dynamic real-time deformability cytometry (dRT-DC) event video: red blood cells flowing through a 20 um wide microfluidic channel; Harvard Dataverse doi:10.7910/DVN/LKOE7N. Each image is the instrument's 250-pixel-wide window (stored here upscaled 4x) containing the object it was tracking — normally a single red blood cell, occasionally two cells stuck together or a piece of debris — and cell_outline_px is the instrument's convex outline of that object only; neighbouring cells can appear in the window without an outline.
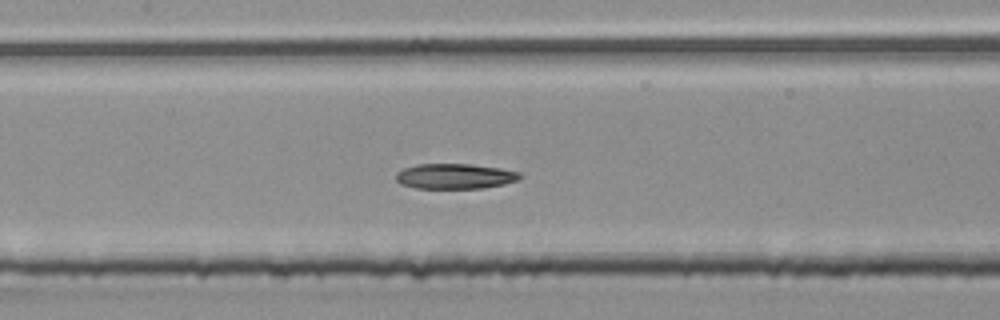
{"species": "common noctule bat (a hibernating species)", "species_latin": "Nyctalus noctula", "temperature_condition": "room temperature", "stored_images_in_passage": 56, "segment_of_instrument_passage": [2, 2], "camera_frame_rate_fps": 3000, "um_per_image_px": 0.085, "animal": {"sex": "male", "body_mass_g": 20.4}, "frame": {"image": 1, "passage_image": 27, "time_ms": 8.667, "image_size_px": [1000, 320], "cell_outline_px": [[524, 176], [516, 180], [504, 184], [484, 188], [416, 188], [400, 184], [396, 180], [396, 172], [404, 168], [416, 164], [472, 164], [500, 168], [520, 172]], "centroid_in_image_um": [38.67, 14.98], "position_along_channel_um": 168.7, "area_um2": 18.32}}
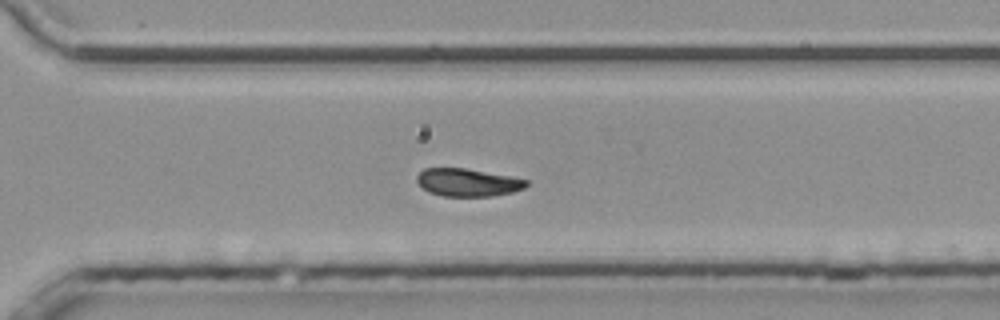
{"frame": {"image": 2, "passage_image": 40, "time_ms": 13.0, "image_size_px": [1000, 320], "cell_outline_px": [[528, 184], [524, 188], [512, 192], [492, 196], [440, 196], [428, 192], [416, 180], [416, 176], [424, 168], [464, 168], [512, 176], [528, 180]], "centroid_in_image_um": [39.76, 15.5], "position_along_channel_um": 330.8, "area_um2": 17.74}}
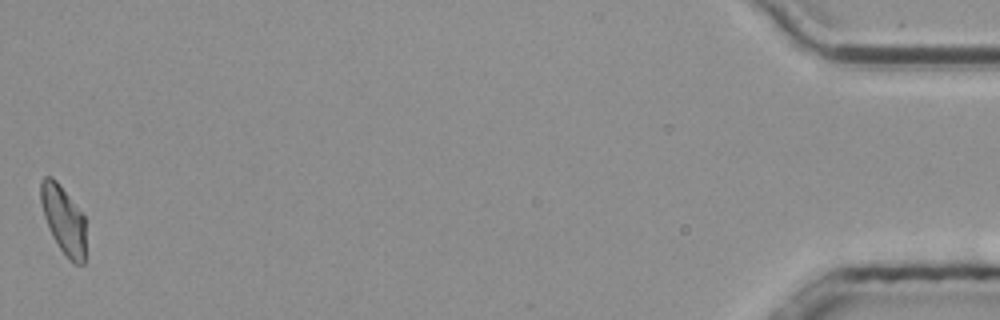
{"frame": {"image": 3, "passage_image": 56, "time_ms": 18.333, "image_size_px": [1000, 320], "cell_outline_px": [[84, 264], [76, 264], [68, 260], [52, 236], [48, 228], [44, 216], [40, 200], [40, 180], [44, 176], [52, 176], [56, 180], [84, 216]], "centroid_in_image_um": [5.36, 18.67], "position_along_channel_um": 429.8, "area_um2": 17.69}}